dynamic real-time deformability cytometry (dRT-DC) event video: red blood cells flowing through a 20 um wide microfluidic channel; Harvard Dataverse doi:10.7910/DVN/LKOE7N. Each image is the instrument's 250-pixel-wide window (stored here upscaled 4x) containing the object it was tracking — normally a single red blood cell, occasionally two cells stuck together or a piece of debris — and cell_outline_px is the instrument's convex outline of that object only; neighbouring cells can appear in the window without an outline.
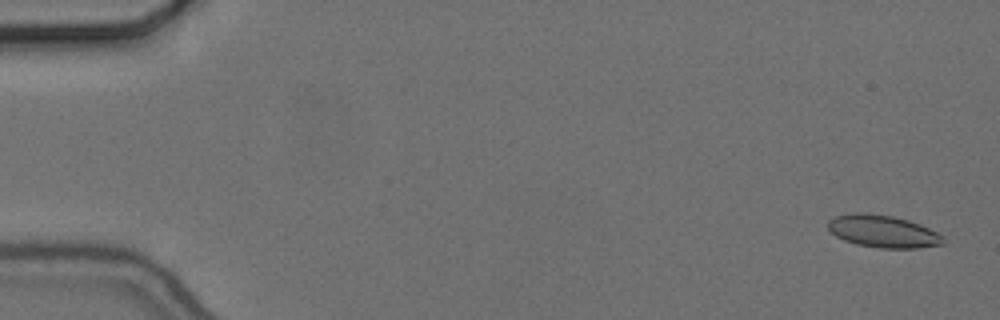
{"species": "common noctule bat (a hibernating species)", "species_latin": "Nyctalus noctula", "temperature_condition": "cold", "stored_images_in_passage": 15, "camera_frame_rate_fps": 3000, "um_per_image_px": 0.085, "animal": {"sex": "female", "body_mass_g": 24.6, "forearm_length_mm": 56.2}, "frame": {"image": 1, "passage_image": 2, "time_ms": 0.333, "image_size_px": [1000, 320], "cell_outline_px": [[944, 244], [916, 248], [880, 248], [856, 244], [844, 240], [836, 236], [828, 228], [828, 220], [836, 216], [856, 212], [860, 212], [892, 216], [908, 220], [920, 224], [944, 236]], "centroid_in_image_um": [75.05, 19.67], "position_along_channel_um": 9.9, "area_um2": 21.62}}
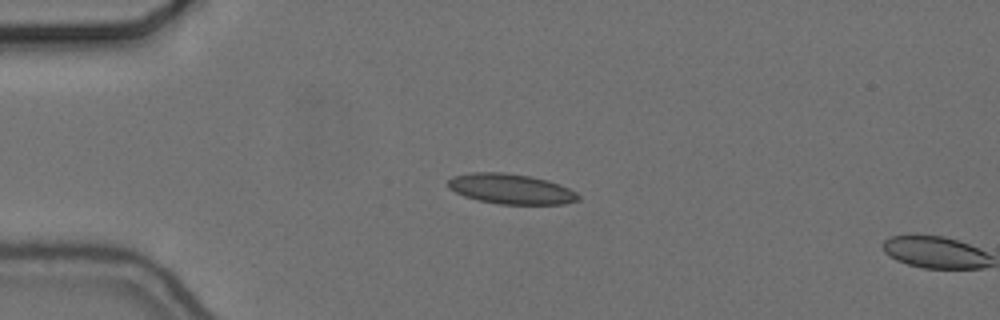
{"frame": {"image": 2, "passage_image": 14, "time_ms": 4.333, "image_size_px": [1000, 320], "cell_outline_px": [[580, 200], [564, 204], [500, 204], [480, 200], [464, 196], [448, 188], [448, 180], [452, 176], [472, 172], [504, 172], [532, 176], [548, 180], [560, 184], [576, 192], [580, 196]], "centroid_in_image_um": [43.44, 16.05], "position_along_channel_um": 41.6, "area_um2": 23.0}}